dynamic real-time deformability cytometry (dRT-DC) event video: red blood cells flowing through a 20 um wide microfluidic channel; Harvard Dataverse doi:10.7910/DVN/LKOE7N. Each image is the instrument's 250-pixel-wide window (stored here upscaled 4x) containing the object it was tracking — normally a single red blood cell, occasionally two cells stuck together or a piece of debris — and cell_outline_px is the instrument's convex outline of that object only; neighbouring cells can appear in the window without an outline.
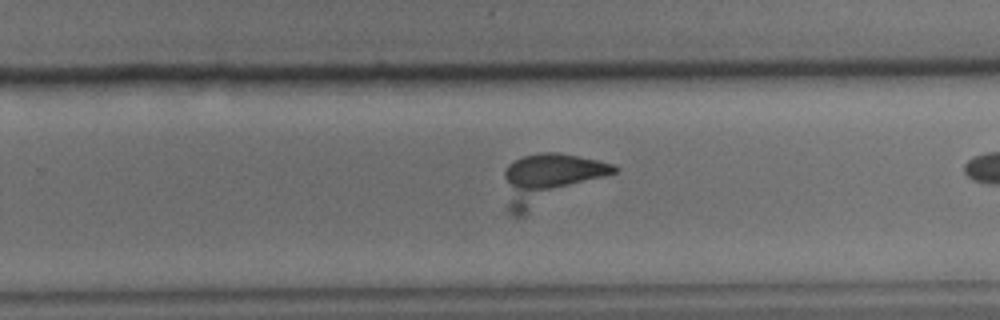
{"species": "common noctule bat (a hibernating species)", "species_latin": "Nyctalus noctula", "temperature_condition": "cold", "stored_images_in_passage": 44, "camera_frame_rate_fps": 3000, "um_per_image_px": 0.085, "animal": {"sex": "male", "body_mass_g": 15.6}, "frame": {"image": 1, "passage_image": 42, "time_ms": 13.667, "image_size_px": [1000, 320], "cell_outline_px": [[620, 168], [616, 172], [524, 216], [512, 216], [508, 212], [504, 176], [504, 172], [508, 164], [524, 156], [540, 152], [556, 152], [596, 160], [612, 164]], "centroid_in_image_um": [46.67, 15.24], "position_along_channel_um": 283.1, "area_um2": 32.25}}